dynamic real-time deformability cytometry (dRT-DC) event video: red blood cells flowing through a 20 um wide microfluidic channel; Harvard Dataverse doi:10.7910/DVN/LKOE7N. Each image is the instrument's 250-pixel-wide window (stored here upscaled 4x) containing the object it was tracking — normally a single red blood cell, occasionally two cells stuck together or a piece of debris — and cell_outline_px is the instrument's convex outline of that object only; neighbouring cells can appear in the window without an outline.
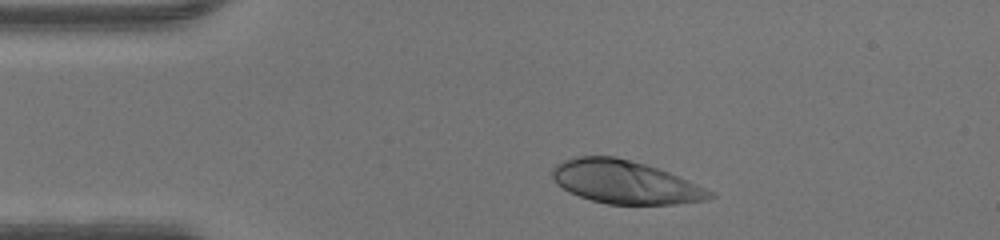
{"species": "human", "species_latin": "Homo sapiens", "temperature_condition": "warm", "stored_images_in_passage": 34, "camera_frame_rate_fps": 3000, "um_per_image_px": 0.085, "donor": {"sex": "male"}, "frame": {"image": 1, "passage_image": 4, "time_ms": 1.0, "image_size_px": [1000, 240], "cell_outline_px": [[716, 196], [708, 200], [676, 204], [608, 204], [592, 200], [568, 192], [556, 184], [552, 176], [552, 168], [556, 164], [564, 160], [580, 156], [612, 156], [644, 164], [668, 172], [716, 192]], "centroid_in_image_um": [53.14, 15.49], "position_along_channel_um": 31.9, "area_um2": 39.48}}
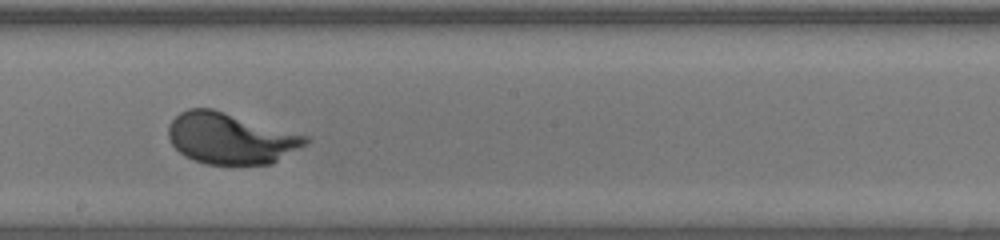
{"frame": {"image": 2, "passage_image": 21, "time_ms": 6.667, "image_size_px": [1000, 240], "cell_outline_px": [[308, 144], [272, 164], [204, 164], [192, 160], [184, 156], [172, 144], [168, 136], [168, 124], [180, 112], [188, 108], [212, 108], [308, 136]], "centroid_in_image_um": [19.58, 11.77], "position_along_channel_um": 228.6, "area_um2": 40.92}}
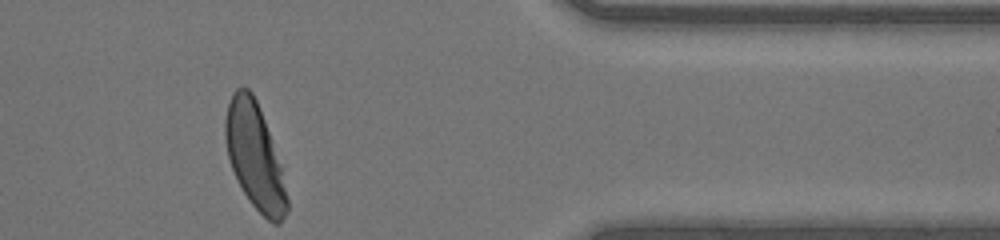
{"frame": {"image": 3, "passage_image": 34, "time_ms": 11.0, "image_size_px": [1000, 240], "cell_outline_px": [[288, 212], [280, 224], [272, 224], [248, 200], [232, 168], [228, 156], [224, 136], [224, 120], [228, 104], [232, 92], [236, 88], [248, 88], [252, 92], [256, 100], [264, 120], [280, 168], [288, 200]], "centroid_in_image_um": [21.62, 13.29], "position_along_channel_um": 389.8, "area_um2": 37.17}}